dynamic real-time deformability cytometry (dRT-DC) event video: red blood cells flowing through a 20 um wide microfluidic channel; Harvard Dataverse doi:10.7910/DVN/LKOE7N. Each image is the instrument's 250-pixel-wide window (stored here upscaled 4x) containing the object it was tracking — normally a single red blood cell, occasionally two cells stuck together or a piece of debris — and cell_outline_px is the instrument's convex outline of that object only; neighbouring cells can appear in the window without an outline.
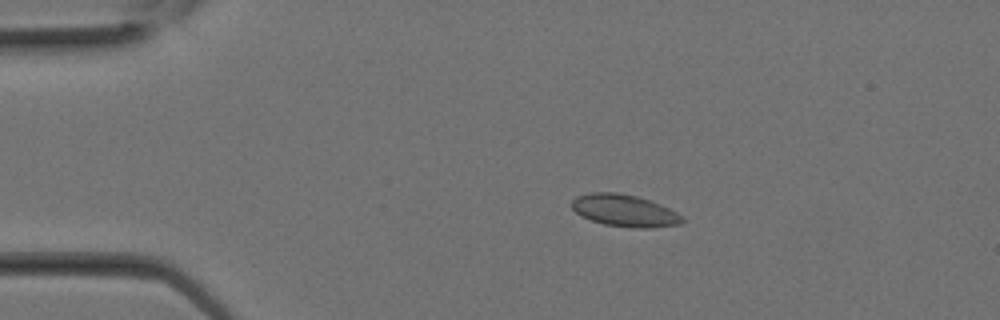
{"species": "Egyptian fruit bat (a non-hibernating species)", "species_latin": "Rousettus aegyptiacus", "temperature_condition": "room temperature", "stored_images_in_passage": 13, "camera_frame_rate_fps": 3000, "um_per_image_px": 0.085, "animal": {"sex": "female"}, "frame": {"image": 1, "passage_image": 5, "time_ms": 1.333, "image_size_px": [1000, 320], "cell_outline_px": [[684, 220], [680, 224], [652, 228], [632, 228], [604, 224], [580, 216], [572, 208], [572, 200], [576, 196], [588, 192], [620, 192], [636, 196], [660, 204], [684, 216]], "centroid_in_image_um": [53.07, 17.9], "position_along_channel_um": 31.9, "area_um2": 20.75}}
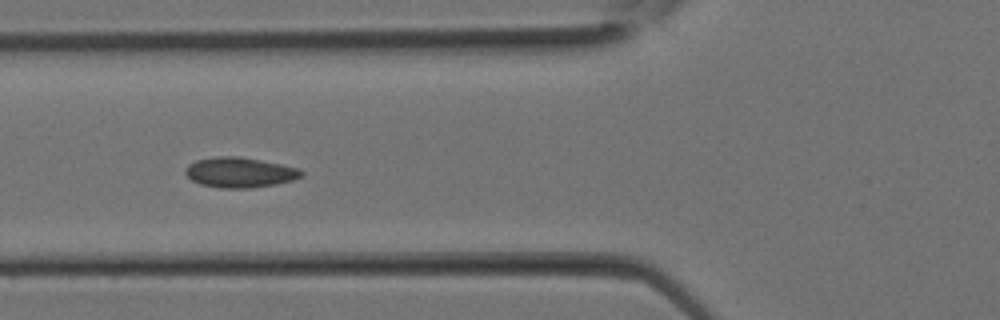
{"frame": {"image": 2, "passage_image": 10, "time_ms": 3.0, "image_size_px": [1000, 320], "cell_outline_px": [[304, 172], [300, 176], [292, 180], [276, 184], [248, 188], [220, 188], [200, 184], [192, 180], [184, 172], [184, 168], [188, 164], [196, 160], [220, 156], [240, 156], [300, 168]], "centroid_in_image_um": [20.35, 14.65], "position_along_channel_um": 105.4, "area_um2": 20.35}}
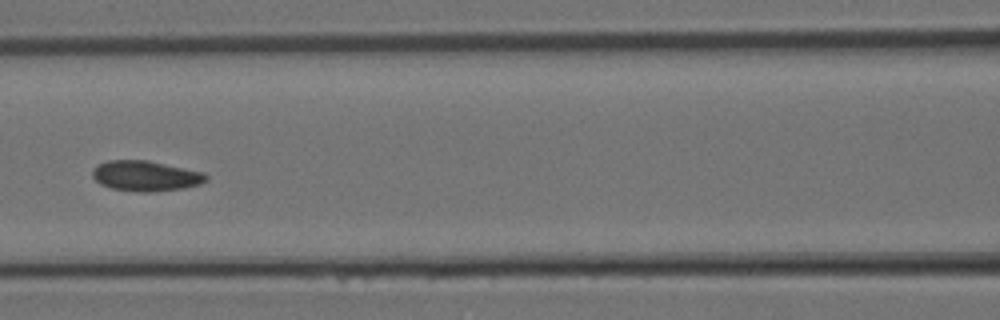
{"frame": {"image": 3, "passage_image": 12, "time_ms": 3.667, "image_size_px": [1000, 320], "cell_outline_px": [[208, 180], [200, 184], [184, 188], [152, 192], [136, 192], [112, 188], [100, 184], [92, 176], [92, 168], [96, 164], [108, 160], [148, 160], [204, 172], [208, 176]], "centroid_in_image_um": [12.37, 14.95], "position_along_channel_um": 154.2, "area_um2": 20.35}}